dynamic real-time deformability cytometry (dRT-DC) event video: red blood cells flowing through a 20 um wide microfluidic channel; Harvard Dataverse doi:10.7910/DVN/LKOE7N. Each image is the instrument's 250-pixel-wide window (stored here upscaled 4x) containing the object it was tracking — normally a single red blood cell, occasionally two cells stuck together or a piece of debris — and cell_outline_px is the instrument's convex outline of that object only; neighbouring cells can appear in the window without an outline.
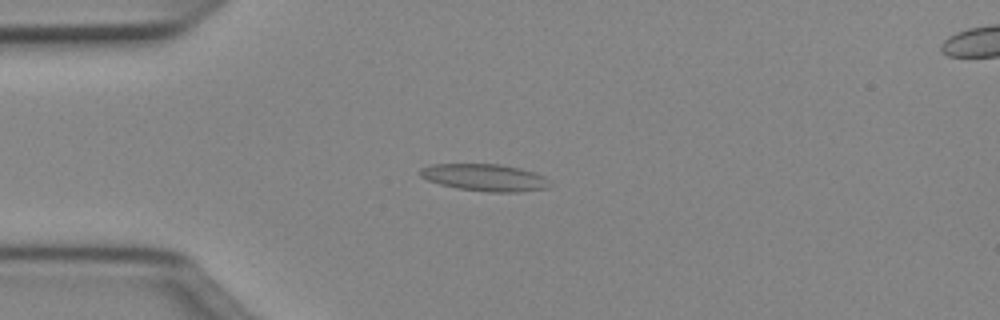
{"species": "Egyptian fruit bat (a non-hibernating species)", "species_latin": "Rousettus aegyptiacus", "temperature_condition": "cold", "stored_images_in_passage": 49, "camera_frame_rate_fps": 3000, "um_per_image_px": 0.085, "animal": {"sex": "female"}, "frame": {"image": 1, "passage_image": 13, "time_ms": 4.0, "image_size_px": [1000, 320], "cell_outline_px": [[552, 184], [548, 188], [516, 192], [488, 192], [456, 188], [440, 184], [428, 180], [420, 176], [420, 168], [432, 164], [500, 164], [520, 168], [544, 176]], "centroid_in_image_um": [41.21, 15.09], "position_along_channel_um": 43.8, "area_um2": 20.46}}
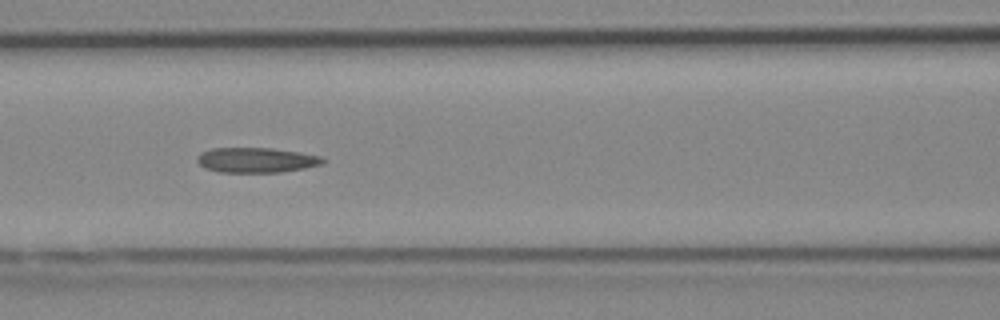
{"frame": {"image": 2, "passage_image": 22, "time_ms": 7.0, "image_size_px": [1000, 320], "cell_outline_px": [[324, 164], [304, 168], [280, 172], [220, 172], [204, 168], [196, 160], [196, 156], [200, 152], [212, 148], [272, 148], [300, 152], [320, 156], [324, 160]], "centroid_in_image_um": [21.75, 13.6], "position_along_channel_um": 144.8, "area_um2": 18.38}}
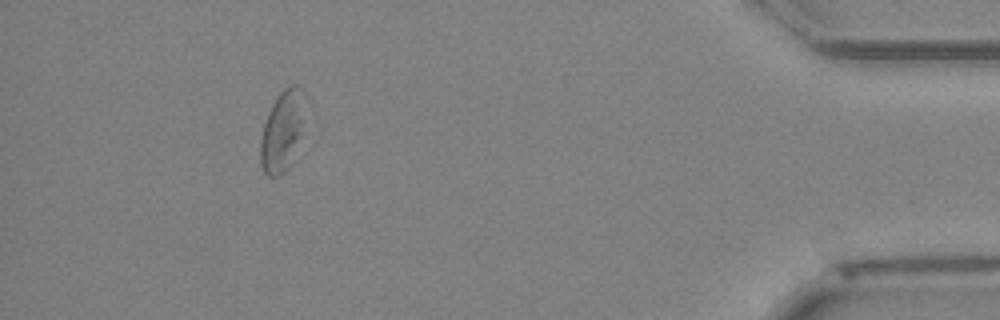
{"frame": {"image": 3, "passage_image": 45, "time_ms": 14.667, "image_size_px": [1000, 320], "cell_outline_px": [[316, 120], [292, 164], [280, 176], [268, 176], [264, 172], [260, 164], [260, 140], [264, 124], [268, 112], [272, 104], [280, 92], [284, 88], [292, 84], [300, 84], [304, 88], [308, 96]], "centroid_in_image_um": [24.27, 11.03], "position_along_channel_um": 410.9, "area_um2": 24.68}, "authors_computed_cell_mechanics": {"area_um2": 21.386, "velocity_mm_per_s": 4.0405, "shape_relaxation_time_tau1_ms": null, "shape_relaxation_time_tau2_ms": 7.2475, "deformation_change_tau1": null, "deformation_change_tau2": 0.1586}}